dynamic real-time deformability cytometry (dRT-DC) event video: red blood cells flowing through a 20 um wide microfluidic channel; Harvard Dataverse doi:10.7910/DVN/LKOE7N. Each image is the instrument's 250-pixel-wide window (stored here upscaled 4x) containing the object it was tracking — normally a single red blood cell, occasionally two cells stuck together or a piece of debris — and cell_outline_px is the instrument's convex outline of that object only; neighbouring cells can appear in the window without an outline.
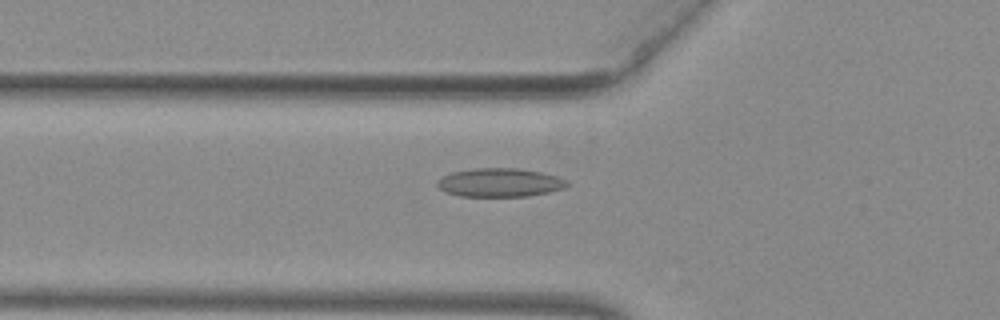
{"species": "common noctule bat (a hibernating species)", "species_latin": "Nyctalus noctula", "temperature_condition": "warm", "stored_images_in_passage": 37, "camera_frame_rate_fps": 3000, "um_per_image_px": 0.085, "animal": {"sex": "female", "body_mass_g": 29.2, "forearm_length_mm": 56.3}, "frame": {"image": 1, "passage_image": 4, "time_ms": 1.0, "image_size_px": [1000, 320], "cell_outline_px": [[572, 184], [564, 188], [548, 192], [528, 196], [460, 196], [448, 192], [440, 188], [436, 184], [436, 180], [440, 176], [452, 172], [476, 168], [516, 168], [540, 172], [556, 176], [568, 180]], "centroid_in_image_um": [42.49, 15.51], "position_along_channel_um": 83.3, "area_um2": 21.68}}
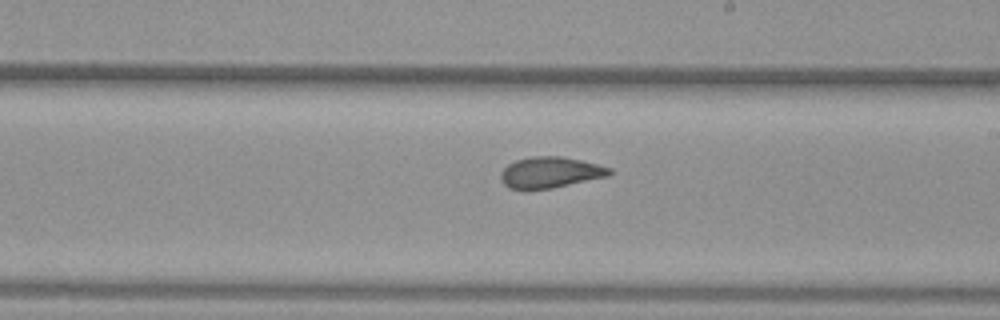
{"frame": {"image": 2, "passage_image": 16, "time_ms": 5.0, "image_size_px": [1000, 320], "cell_outline_px": [[612, 172], [608, 176], [552, 188], [524, 192], [508, 188], [500, 180], [500, 172], [508, 164], [516, 160], [532, 156], [560, 156], [580, 160], [612, 168]], "centroid_in_image_um": [46.7, 14.69], "position_along_channel_um": 242.3, "area_um2": 20.06}}
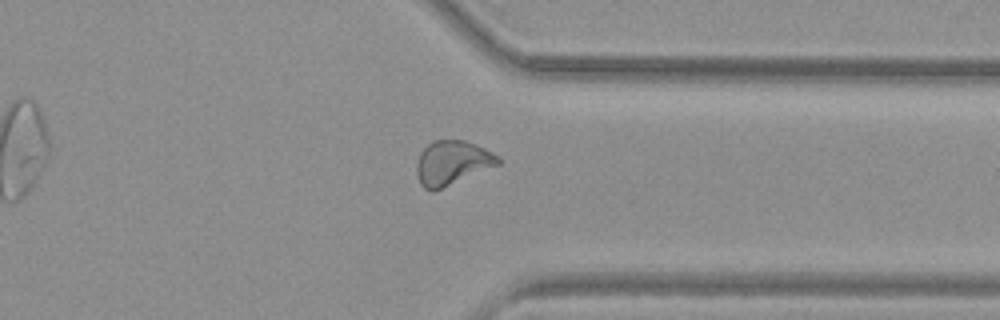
{"frame": {"image": 3, "passage_image": 26, "time_ms": 8.333, "image_size_px": [1000, 320], "cell_outline_px": [[500, 164], [432, 192], [424, 188], [420, 184], [416, 172], [416, 164], [420, 152], [432, 140], [464, 140], [476, 144], [500, 156]], "centroid_in_image_um": [38.42, 13.83], "position_along_channel_um": 373.0, "area_um2": 21.04}, "authors_computed_cell_mechanics": {"area_um2": 20.0566, "velocity_mm_per_s": 3.9603, "shape_relaxation_time_tau1_ms": 8.281, "shape_relaxation_time_tau2_ms": 1.1812, "deformation_change_tau1": 0.1972, "deformation_change_tau2": 0.0731}}